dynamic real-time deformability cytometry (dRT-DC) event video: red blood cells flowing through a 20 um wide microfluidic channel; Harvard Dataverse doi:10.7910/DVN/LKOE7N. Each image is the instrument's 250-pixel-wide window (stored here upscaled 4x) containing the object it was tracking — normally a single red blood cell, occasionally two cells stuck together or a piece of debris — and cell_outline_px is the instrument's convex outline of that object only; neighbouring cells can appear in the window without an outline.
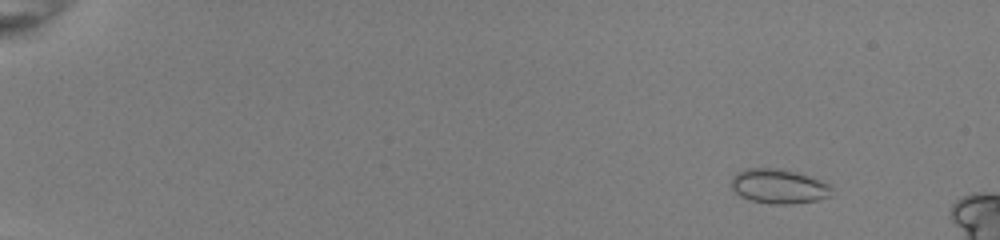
{"species": "common noctule bat (a hibernating species)", "species_latin": "Nyctalus noctula", "temperature_condition": "room temperature", "stored_images_in_passage": 52, "camera_frame_rate_fps": 3000, "um_per_image_px": 0.085, "animal": {"sex": "female", "body_mass_g": 22.0, "forearm_length_mm": 56.7}, "frame": {"image": 1, "passage_image": 6, "time_ms": 1.667, "image_size_px": [1000, 240], "cell_outline_px": [[832, 196], [816, 200], [792, 204], [768, 204], [748, 200], [740, 196], [728, 184], [732, 176], [736, 172], [744, 168], [780, 168], [796, 172], [820, 180], [828, 184], [832, 188]], "centroid_in_image_um": [66.14, 15.83], "position_along_channel_um": 18.9, "area_um2": 20.58}}
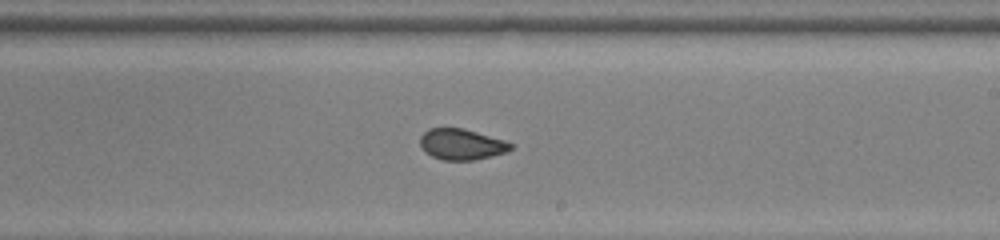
{"frame": {"image": 2, "passage_image": 34, "time_ms": 11.0, "image_size_px": [1000, 240], "cell_outline_px": [[516, 144], [508, 152], [476, 160], [444, 160], [432, 156], [420, 144], [420, 136], [428, 128], [464, 128], [504, 140]], "centroid_in_image_um": [39.29, 12.26], "position_along_channel_um": 249.7, "area_um2": 16.36}}
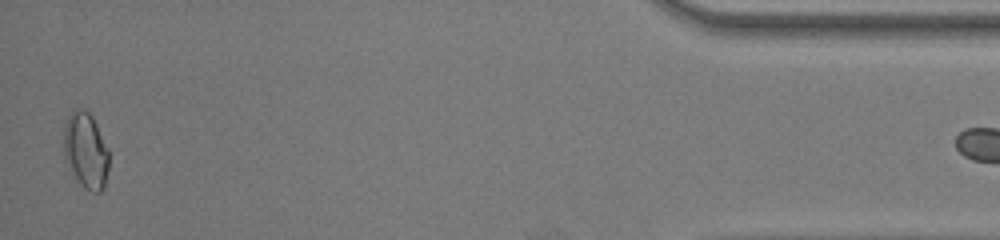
{"frame": {"image": 3, "passage_image": 52, "time_ms": 17.0, "image_size_px": [1000, 240], "cell_outline_px": [[108, 168], [104, 188], [100, 192], [92, 192], [84, 188], [80, 184], [64, 156], [64, 124], [68, 116], [76, 108], [84, 108], [92, 116], [108, 148]], "centroid_in_image_um": [7.3, 12.78], "position_along_channel_um": 427.9, "area_um2": 19.83}, "authors_computed_cell_mechanics": {"area_um2": 17.5712, "velocity_mm_per_s": 4.0487, "shape_relaxation_time_tau1_ms": 11.1203, "shape_relaxation_time_tau2_ms": null, "deformation_change_tau1": 0.1877, "deformation_change_tau2": null}}